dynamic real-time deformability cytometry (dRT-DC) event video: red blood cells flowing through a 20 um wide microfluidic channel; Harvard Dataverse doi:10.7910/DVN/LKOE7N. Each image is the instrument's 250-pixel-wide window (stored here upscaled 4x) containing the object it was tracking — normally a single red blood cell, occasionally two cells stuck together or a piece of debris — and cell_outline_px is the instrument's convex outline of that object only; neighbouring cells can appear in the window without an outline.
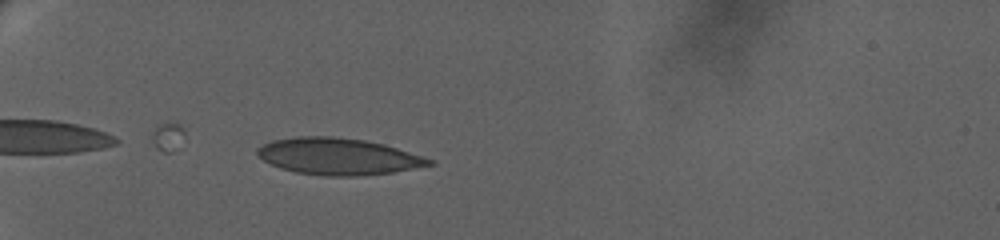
{"species": "human", "species_latin": "Homo sapiens", "temperature_condition": "warm", "stored_images_in_passage": 30, "camera_frame_rate_fps": 3000, "um_per_image_px": 0.085, "donor": {"sex": "female"}, "frame": {"image": 1, "passage_image": 2, "time_ms": 0.667, "image_size_px": [1000, 240], "cell_outline_px": [[436, 164], [392, 172], [356, 176], [324, 176], [296, 172], [280, 168], [256, 156], [256, 152], [264, 144], [272, 140], [296, 136], [332, 136], [364, 140], [384, 144], [436, 160]], "centroid_in_image_um": [28.77, 13.29], "position_along_channel_um": 56.2, "area_um2": 36.7}}
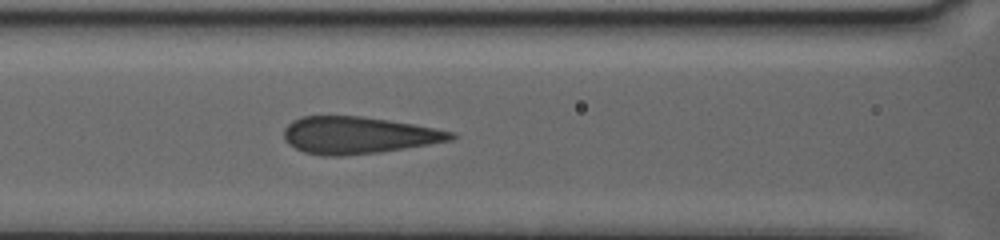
{"frame": {"image": 2, "passage_image": 9, "time_ms": 4.0, "image_size_px": [1000, 240], "cell_outline_px": [[456, 136], [452, 140], [380, 152], [340, 156], [320, 156], [304, 152], [288, 144], [284, 140], [284, 128], [292, 120], [304, 116], [360, 116], [388, 120], [412, 124], [452, 132]], "centroid_in_image_um": [30.38, 11.5], "position_along_channel_um": 136.2, "area_um2": 35.78}}
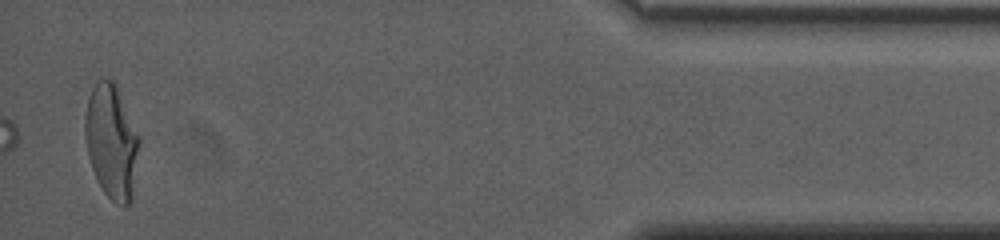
{"frame": {"image": 3, "passage_image": 30, "time_ms": 14.333, "image_size_px": [1000, 240], "cell_outline_px": [[140, 144], [132, 200], [124, 208], [116, 204], [104, 192], [96, 180], [88, 156], [84, 136], [84, 116], [88, 100], [92, 88], [96, 80], [112, 80], [116, 84], [140, 136]], "centroid_in_image_um": [9.49, 12.06], "position_along_channel_um": 425.7, "area_um2": 36.53}}